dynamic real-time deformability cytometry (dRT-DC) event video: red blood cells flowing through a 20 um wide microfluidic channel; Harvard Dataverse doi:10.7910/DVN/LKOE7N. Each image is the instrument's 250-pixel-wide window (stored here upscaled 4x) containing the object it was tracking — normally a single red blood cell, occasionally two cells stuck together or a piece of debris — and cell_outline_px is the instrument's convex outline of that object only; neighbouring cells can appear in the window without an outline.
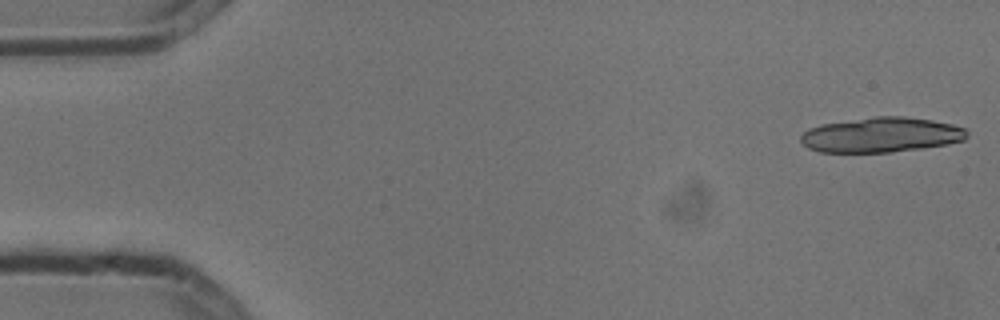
{"species": "common noctule bat (a hibernating species)", "species_latin": "Nyctalus noctula", "temperature_condition": "cold", "stored_images_in_passage": 5, "camera_frame_rate_fps": 3000, "um_per_image_px": 0.085, "animal": {"sex": "male", "body_mass_g": 13.3}, "frame": {"image": 1, "passage_image": 1, "time_ms": 0.0, "image_size_px": [1000, 320], "cell_outline_px": [[968, 136], [964, 140], [948, 144], [892, 152], [820, 152], [808, 148], [800, 140], [800, 136], [808, 128], [824, 124], [876, 116], [904, 116], [932, 120], [952, 124], [968, 128]], "centroid_in_image_um": [74.94, 11.46], "position_along_channel_um": 10.1, "area_um2": 33.87}}
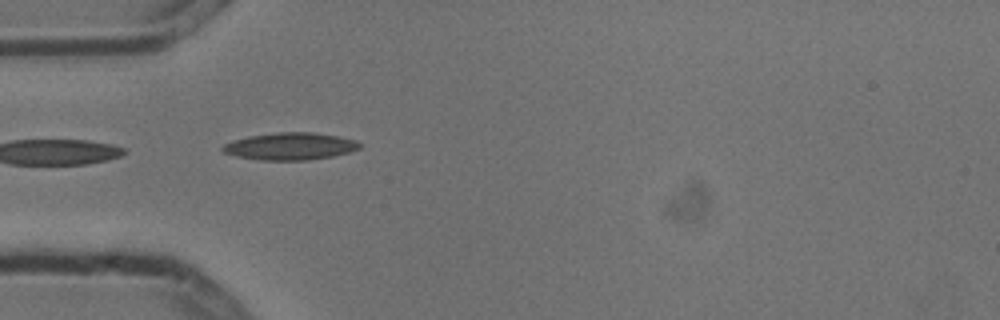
{"frame": {"image": 2, "passage_image": 5, "time_ms": 1.333, "image_size_px": [1000, 320], "cell_outline_px": [[360, 148], [352, 152], [332, 156], [308, 160], [260, 160], [236, 156], [224, 152], [220, 148], [224, 144], [232, 140], [248, 136], [276, 132], [312, 132], [336, 136], [356, 140], [360, 144]], "centroid_in_image_um": [24.65, 12.43], "position_along_channel_um": 60.3, "area_um2": 21.79}}